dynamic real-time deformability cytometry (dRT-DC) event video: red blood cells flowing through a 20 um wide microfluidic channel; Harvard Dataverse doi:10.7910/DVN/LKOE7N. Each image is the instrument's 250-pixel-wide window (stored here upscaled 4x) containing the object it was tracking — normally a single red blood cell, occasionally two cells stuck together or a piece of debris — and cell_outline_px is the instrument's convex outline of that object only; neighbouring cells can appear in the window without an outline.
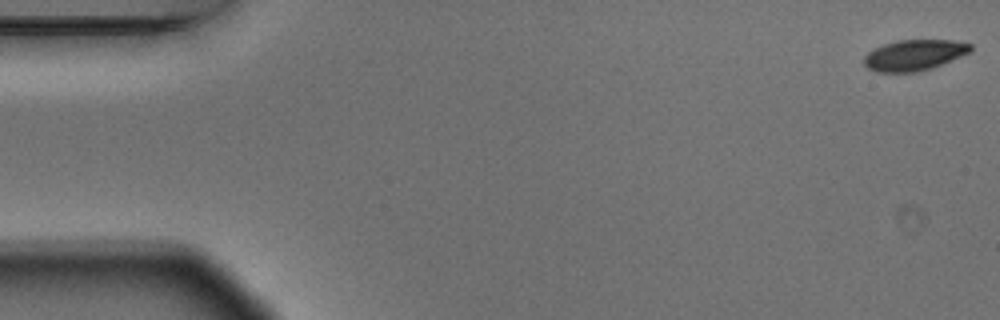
{"species": "Egyptian fruit bat (a non-hibernating species)", "species_latin": "Rousettus aegyptiacus", "temperature_condition": "warm", "stored_images_in_passage": 6, "camera_frame_rate_fps": 3000, "um_per_image_px": 0.085, "animal": {"sex": "male"}, "frame": {"image": 1, "passage_image": 1, "time_ms": 0.0, "image_size_px": [1000, 320], "cell_outline_px": [[972, 48], [968, 52], [960, 56], [932, 68], [916, 72], [876, 72], [868, 68], [864, 64], [864, 56], [868, 52], [884, 44], [896, 40], [952, 40], [972, 44]], "centroid_in_image_um": [77.68, 4.68], "position_along_channel_um": 7.3, "area_um2": 18.96}}
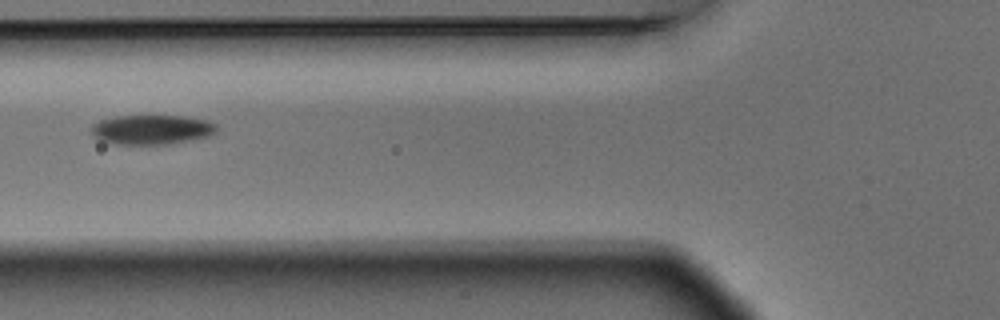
{"frame": {"image": 2, "passage_image": 6, "time_ms": 1.667, "image_size_px": [1000, 320], "cell_outline_px": [[216, 132], [208, 136], [188, 140], [164, 144], [112, 144], [100, 140], [92, 136], [92, 124], [100, 120], [116, 116], [184, 116], [208, 120], [216, 124]], "centroid_in_image_um": [12.86, 11.01], "position_along_channel_um": 112.9, "area_um2": 21.5}}